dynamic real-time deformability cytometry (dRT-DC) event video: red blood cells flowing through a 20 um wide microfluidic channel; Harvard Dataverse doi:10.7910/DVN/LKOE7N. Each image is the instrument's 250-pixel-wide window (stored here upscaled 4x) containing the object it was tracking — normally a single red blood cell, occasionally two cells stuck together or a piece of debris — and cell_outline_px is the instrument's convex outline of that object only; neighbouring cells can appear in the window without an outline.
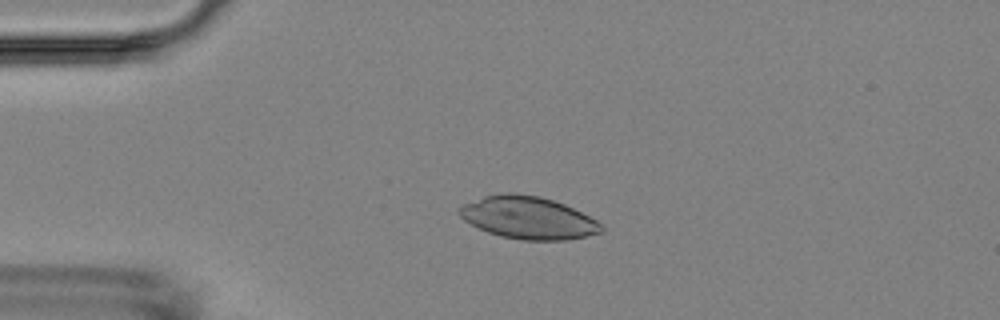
{"species": "Egyptian fruit bat (a non-hibernating species)", "species_latin": "Rousettus aegyptiacus", "temperature_condition": "room temperature", "stored_images_in_passage": 3, "camera_frame_rate_fps": 3000, "um_per_image_px": 0.085, "animal": {"sex": "female"}, "frame": {"image": 1, "passage_image": 3, "time_ms": 2.333, "image_size_px": [1000, 320], "cell_outline_px": [[604, 232], [568, 240], [524, 240], [500, 236], [488, 232], [464, 220], [456, 212], [464, 204], [484, 196], [504, 192], [512, 192], [540, 196], [564, 204], [596, 220], [604, 228]], "centroid_in_image_um": [44.89, 18.5], "position_along_channel_um": 40.1, "area_um2": 34.97}}